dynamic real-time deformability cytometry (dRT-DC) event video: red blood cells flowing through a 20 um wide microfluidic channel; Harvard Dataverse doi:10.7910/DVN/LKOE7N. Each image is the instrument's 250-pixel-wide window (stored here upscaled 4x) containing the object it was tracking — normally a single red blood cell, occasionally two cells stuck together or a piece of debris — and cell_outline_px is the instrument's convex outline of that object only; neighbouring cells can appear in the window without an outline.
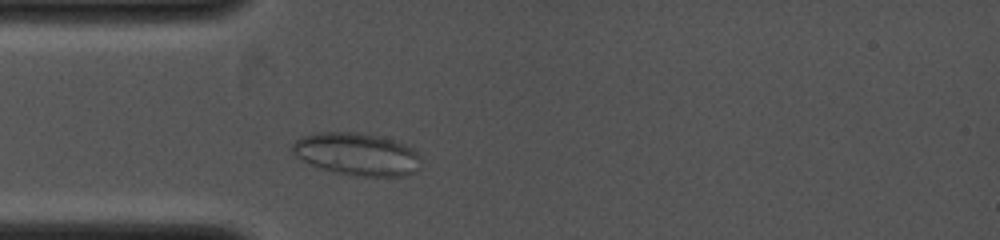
{"species": "common noctule bat (a hibernating species)", "species_latin": "Nyctalus noctula", "temperature_condition": "cold", "stored_images_in_passage": 7, "camera_frame_rate_fps": 4000, "um_per_image_px": 0.085, "animal": {"sex": "female", "body_mass_g": 19.0, "forearm_length_mm": 53.3}, "frame": {"image": 1, "passage_image": 4, "time_ms": 1.25, "image_size_px": [1000, 240], "cell_outline_px": [[420, 168], [404, 176], [356, 176], [336, 172], [308, 164], [300, 160], [292, 152], [292, 144], [296, 140], [304, 136], [320, 132], [356, 132], [376, 136], [392, 140], [404, 144], [412, 148], [420, 156]], "centroid_in_image_um": [30.32, 13.11], "position_along_channel_um": 54.7, "area_um2": 31.67}}
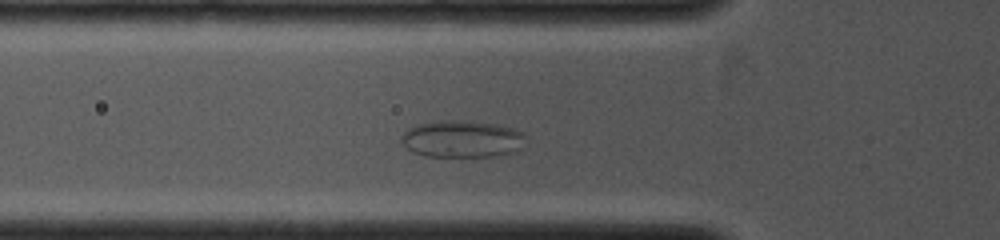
{"frame": {"image": 2, "passage_image": 6, "time_ms": 2.0, "image_size_px": [1000, 240], "cell_outline_px": [[524, 136], [520, 148], [516, 152], [492, 156], [428, 156], [412, 152], [400, 140], [404, 132], [408, 128], [420, 124], [440, 120], [472, 120], [496, 124], [512, 128], [524, 132]], "centroid_in_image_um": [39.28, 11.8], "position_along_channel_um": 86.5, "area_um2": 26.76}}